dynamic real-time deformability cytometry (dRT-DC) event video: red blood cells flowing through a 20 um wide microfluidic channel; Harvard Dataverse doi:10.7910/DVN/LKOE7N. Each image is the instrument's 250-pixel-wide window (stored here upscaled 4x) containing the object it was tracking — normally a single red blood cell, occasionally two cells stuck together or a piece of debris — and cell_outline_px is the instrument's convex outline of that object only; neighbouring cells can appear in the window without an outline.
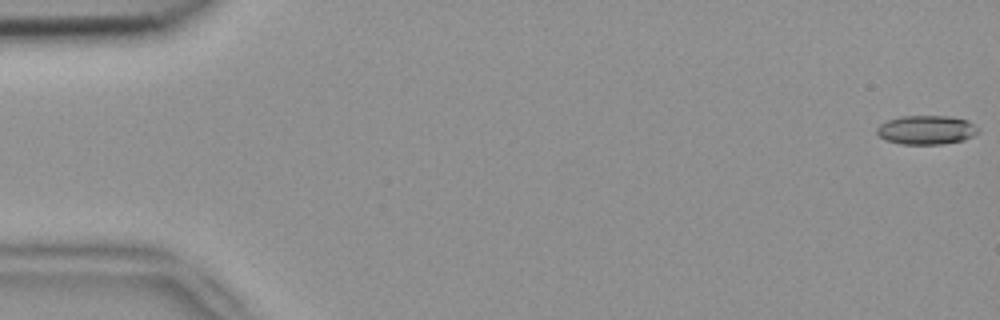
{"species": "common noctule bat (a hibernating species)", "species_latin": "Nyctalus noctula", "temperature_condition": "room temperature", "stored_images_in_passage": 5, "camera_frame_rate_fps": 3000, "um_per_image_px": 0.085, "animal": {"sex": "female", "body_mass_g": 18.4}, "frame": {"image": 1, "passage_image": 1, "time_ms": 0.0, "image_size_px": [1000, 320], "cell_outline_px": [[980, 132], [964, 140], [944, 144], [900, 144], [888, 140], [880, 136], [876, 132], [876, 128], [880, 124], [888, 120], [900, 116], [948, 116], [968, 120], [980, 128]], "centroid_in_image_um": [78.78, 11.04], "position_along_channel_um": 6.2, "area_um2": 17.22}}